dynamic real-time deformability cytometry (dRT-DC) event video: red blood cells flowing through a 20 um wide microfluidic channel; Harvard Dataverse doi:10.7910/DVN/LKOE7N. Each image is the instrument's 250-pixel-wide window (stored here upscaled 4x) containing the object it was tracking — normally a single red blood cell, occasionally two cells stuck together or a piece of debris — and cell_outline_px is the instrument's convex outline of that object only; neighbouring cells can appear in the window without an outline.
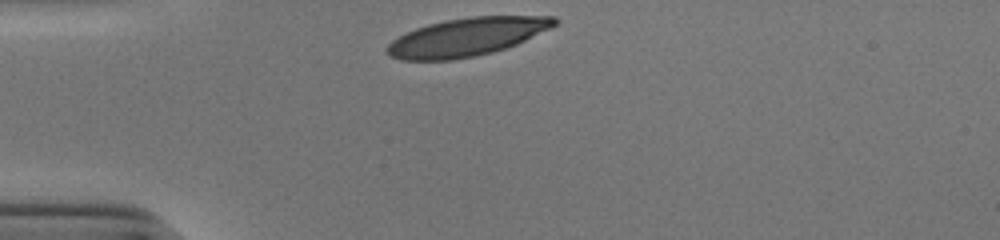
{"species": "human", "species_latin": "Homo sapiens", "temperature_condition": "cold", "stored_images_in_passage": 29, "camera_frame_rate_fps": 3000, "um_per_image_px": 0.085, "donor": {"sex": "male"}, "frame": {"image": 1, "passage_image": 1, "time_ms": 0.0, "image_size_px": [1000, 240], "cell_outline_px": [[560, 20], [556, 24], [516, 44], [492, 52], [476, 56], [452, 60], [400, 60], [384, 52], [384, 48], [392, 40], [416, 28], [428, 24], [444, 20], [472, 16], [556, 16]], "centroid_in_image_um": [39.64, 3.14], "position_along_channel_um": 45.4, "area_um2": 36.99}}
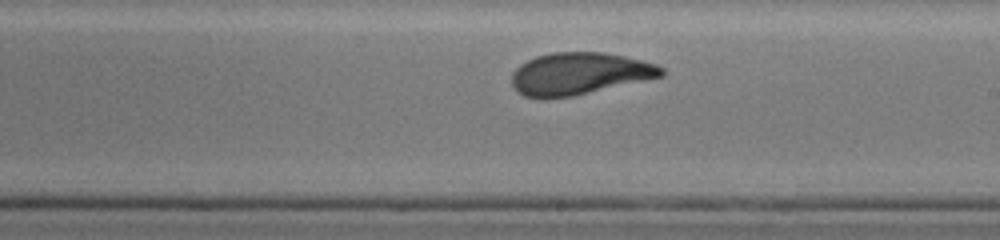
{"frame": {"image": 2, "passage_image": 18, "time_ms": 5.667, "image_size_px": [1000, 240], "cell_outline_px": [[664, 76], [572, 96], [544, 100], [524, 96], [516, 92], [512, 84], [512, 72], [520, 64], [536, 56], [552, 52], [600, 52], [624, 56], [656, 64], [664, 68]], "centroid_in_image_um": [49.2, 6.28], "position_along_channel_um": 239.8, "area_um2": 36.93}}
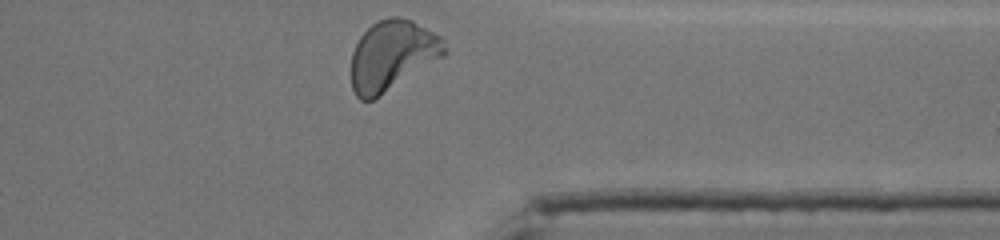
{"frame": {"image": 3, "passage_image": 29, "time_ms": 9.333, "image_size_px": [1000, 240], "cell_outline_px": [[448, 52], [444, 56], [380, 96], [372, 100], [360, 100], [356, 96], [352, 88], [352, 52], [360, 36], [372, 24], [388, 16], [400, 16], [412, 20], [440, 36], [444, 40]], "centroid_in_image_um": [33.35, 4.7], "position_along_channel_um": 378.1, "area_um2": 38.03}, "authors_computed_cell_mechanics": {"area_um2": 37.2232, "velocity_mm_per_s": 3.8829, "shape_relaxation_time_tau1_ms": 5.8152, "shape_relaxation_time_tau2_ms": 0.8509, "deformation_change_tau1": 0.2104, "deformation_change_tau2": 0.0532}}